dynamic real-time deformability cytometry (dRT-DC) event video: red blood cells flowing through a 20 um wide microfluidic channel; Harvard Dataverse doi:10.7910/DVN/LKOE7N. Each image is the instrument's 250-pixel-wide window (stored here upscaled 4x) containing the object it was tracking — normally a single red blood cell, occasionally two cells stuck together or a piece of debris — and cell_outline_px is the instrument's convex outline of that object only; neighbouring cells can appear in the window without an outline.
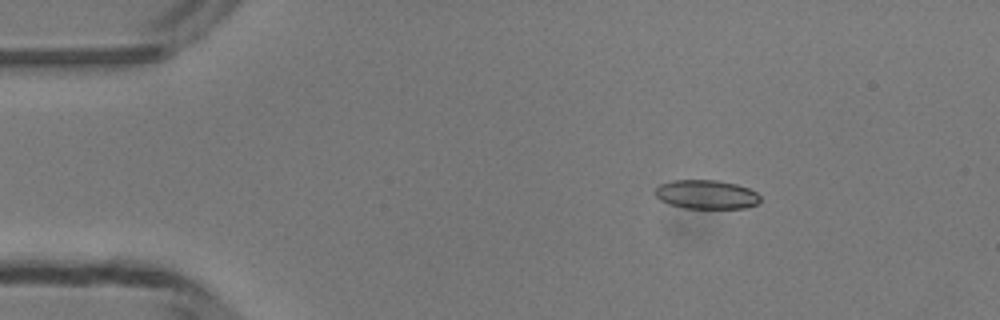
{"species": "common noctule bat (a hibernating species)", "species_latin": "Nyctalus noctula", "temperature_condition": "room temperature", "stored_images_in_passage": 48, "camera_frame_rate_fps": 3000, "um_per_image_px": 0.085, "animal": {"sex": "male", "body_mass_g": 13.3}, "frame": {"image": 1, "passage_image": 7, "time_ms": 2.0, "image_size_px": [1000, 320], "cell_outline_px": [[760, 200], [756, 204], [744, 208], [684, 208], [668, 204], [660, 200], [656, 196], [656, 188], [660, 184], [672, 180], [716, 180], [736, 184], [748, 188], [756, 192], [760, 196]], "centroid_in_image_um": [60.03, 16.53], "position_along_channel_um": 25.0, "area_um2": 17.69}}
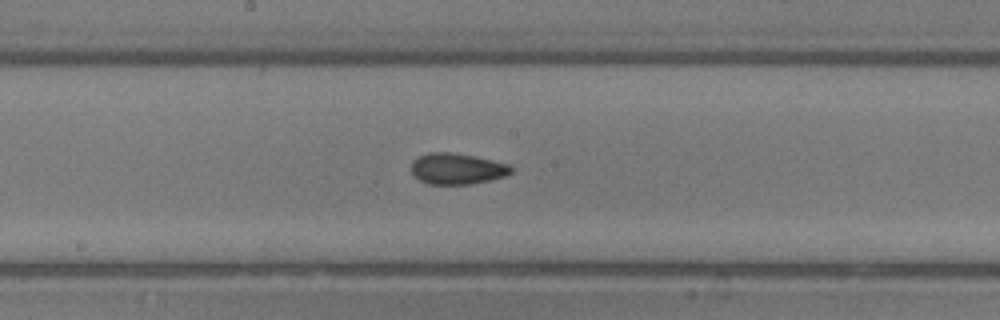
{"frame": {"image": 2, "passage_image": 25, "time_ms": 8.0, "image_size_px": [1000, 320], "cell_outline_px": [[512, 172], [504, 176], [472, 184], [428, 184], [420, 180], [412, 172], [412, 160], [416, 156], [428, 152], [448, 152], [476, 156], [508, 164], [512, 168]], "centroid_in_image_um": [38.82, 14.33], "position_along_channel_um": 209.4, "area_um2": 18.03}}
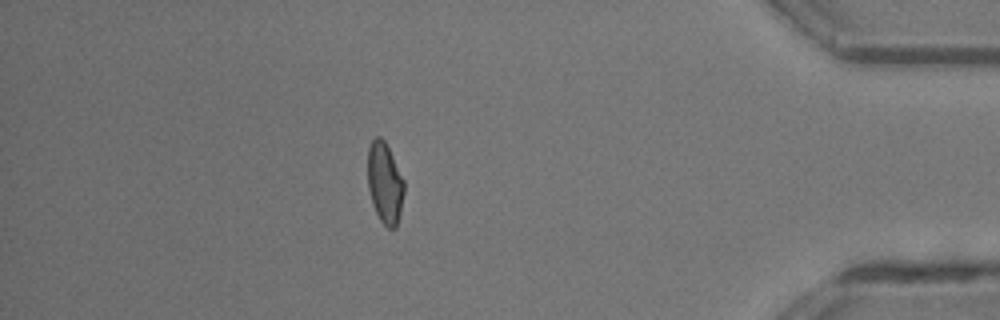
{"frame": {"image": 3, "passage_image": 42, "time_ms": 13.667, "image_size_px": [1000, 320], "cell_outline_px": [[404, 192], [400, 212], [396, 228], [388, 228], [380, 220], [372, 204], [368, 188], [368, 148], [372, 140], [376, 136], [380, 136], [384, 140], [404, 180]], "centroid_in_image_um": [32.7, 15.56], "position_along_channel_um": 402.5, "area_um2": 17.05}, "authors_computed_cell_mechanics": {"area_um2": 17.7446, "velocity_mm_per_s": 4.2223, "shape_relaxation_time_tau1_ms": 6.4318, "shape_relaxation_time_tau2_ms": 1.8002, "deformation_change_tau1": 0.1455, "deformation_change_tau2": 0.0796}}